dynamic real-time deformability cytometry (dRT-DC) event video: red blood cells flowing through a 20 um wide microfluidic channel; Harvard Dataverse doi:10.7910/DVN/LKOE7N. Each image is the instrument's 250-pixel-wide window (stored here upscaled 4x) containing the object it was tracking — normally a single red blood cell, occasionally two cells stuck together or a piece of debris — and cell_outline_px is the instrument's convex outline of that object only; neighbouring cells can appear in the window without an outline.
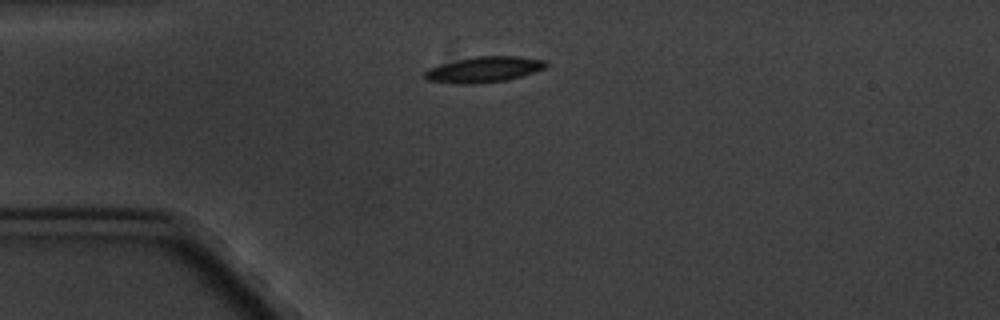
{"species": "common noctule bat (a hibernating species)", "species_latin": "Nyctalus noctula", "temperature_condition": "cold", "stored_images_in_passage": 4, "camera_frame_rate_fps": 3000, "um_per_image_px": 0.085, "animal": {"sex": "male", "body_mass_g": 20.1, "forearm_length_mm": 53.5}, "frame": {"image": 1, "passage_image": 1, "time_ms": 0.0, "image_size_px": [1000, 320], "cell_outline_px": [[548, 64], [544, 68], [508, 80], [476, 84], [456, 84], [428, 80], [424, 76], [424, 72], [428, 68], [440, 64], [472, 56], [520, 56], [544, 60]], "centroid_in_image_um": [41.1, 5.9], "position_along_channel_um": 43.9, "area_um2": 18.21}}